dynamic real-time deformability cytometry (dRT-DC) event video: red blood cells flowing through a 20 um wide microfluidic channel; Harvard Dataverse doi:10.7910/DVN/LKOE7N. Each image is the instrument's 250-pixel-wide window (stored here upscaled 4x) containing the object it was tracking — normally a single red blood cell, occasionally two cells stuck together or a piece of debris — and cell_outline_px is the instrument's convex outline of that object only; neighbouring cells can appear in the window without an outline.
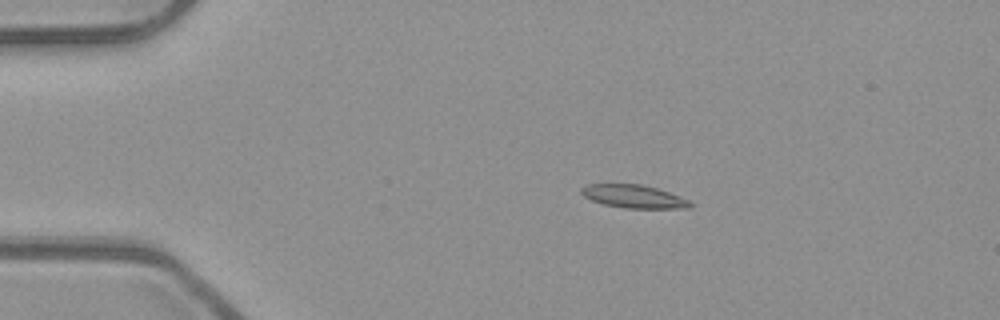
{"species": "common noctule bat (a hibernating species)", "species_latin": "Nyctalus noctula", "temperature_condition": "room temperature", "stored_images_in_passage": 44, "camera_frame_rate_fps": 3000, "um_per_image_px": 0.085, "animal": {"sex": "male", "body_mass_g": 23.1, "forearm_length_mm": 52.7}, "frame": {"image": 1, "passage_image": 2, "time_ms": 0.333, "image_size_px": [1000, 320], "cell_outline_px": [[692, 208], [624, 208], [604, 204], [592, 200], [584, 196], [580, 192], [580, 188], [588, 184], [640, 184], [656, 188], [668, 192], [688, 200], [692, 204]], "centroid_in_image_um": [53.84, 16.7], "position_along_channel_um": 31.2, "area_um2": 14.51}}
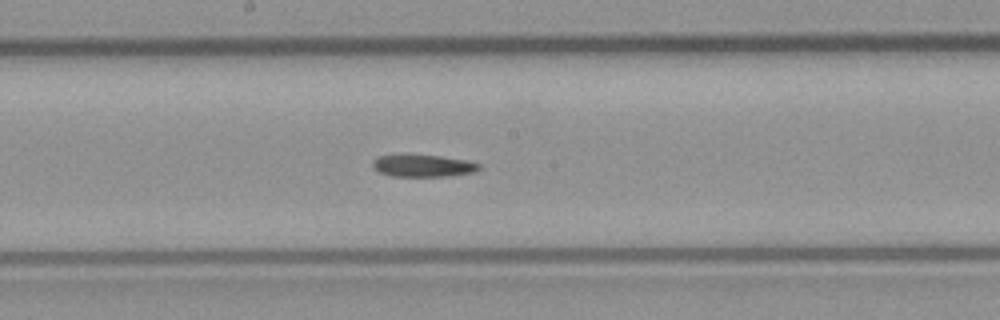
{"frame": {"image": 2, "passage_image": 20, "time_ms": 6.333, "image_size_px": [1000, 320], "cell_outline_px": [[480, 168], [476, 172], [448, 176], [392, 176], [380, 172], [372, 164], [372, 160], [376, 156], [440, 156], [468, 160], [480, 164]], "centroid_in_image_um": [36.02, 14.1], "position_along_channel_um": 212.2, "area_um2": 13.41}}
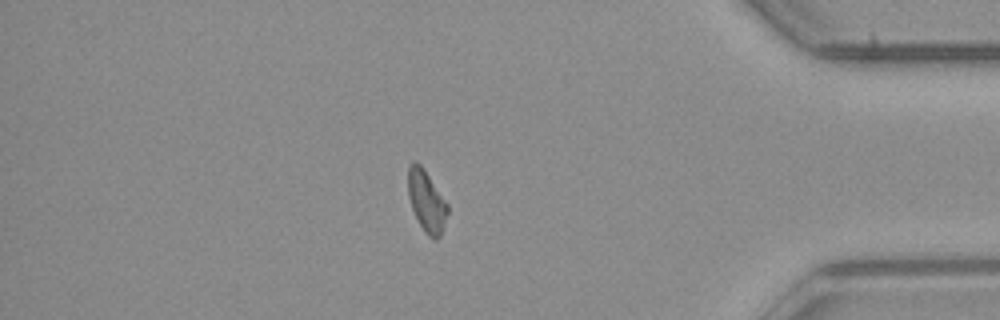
{"frame": {"image": 3, "passage_image": 37, "time_ms": 12.0, "image_size_px": [1000, 320], "cell_outline_px": [[448, 212], [440, 236], [436, 240], [432, 240], [428, 236], [420, 224], [412, 208], [408, 196], [408, 164], [416, 160], [420, 164], [448, 204]], "centroid_in_image_um": [36.25, 17.09], "position_along_channel_um": 399.0, "area_um2": 13.99}}